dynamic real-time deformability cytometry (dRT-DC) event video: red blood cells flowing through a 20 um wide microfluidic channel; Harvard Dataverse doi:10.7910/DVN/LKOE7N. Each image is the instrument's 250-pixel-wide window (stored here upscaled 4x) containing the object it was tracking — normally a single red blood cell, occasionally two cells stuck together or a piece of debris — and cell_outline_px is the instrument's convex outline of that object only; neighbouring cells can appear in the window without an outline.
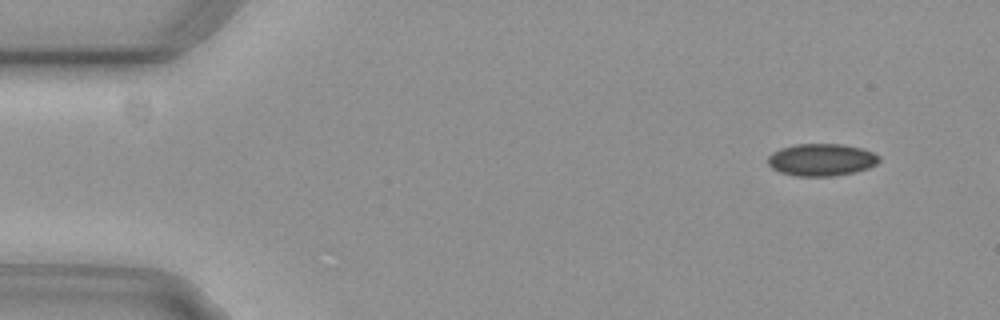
{"species": "common noctule bat (a hibernating species)", "species_latin": "Nyctalus noctula", "temperature_condition": "cold", "stored_images_in_passage": 4, "camera_frame_rate_fps": 3000, "um_per_image_px": 0.085, "animal": {"sex": "female", "body_mass_g": 29.2, "forearm_length_mm": 56.3}, "frame": {"image": 1, "passage_image": 2, "time_ms": 0.333, "image_size_px": [1000, 320], "cell_outline_px": [[880, 160], [876, 164], [868, 168], [856, 172], [832, 176], [796, 176], [780, 172], [772, 168], [768, 164], [768, 156], [772, 152], [780, 148], [796, 144], [844, 144], [860, 148], [872, 152], [880, 156]], "centroid_in_image_um": [69.82, 13.58], "position_along_channel_um": 15.2, "area_um2": 20.98}}